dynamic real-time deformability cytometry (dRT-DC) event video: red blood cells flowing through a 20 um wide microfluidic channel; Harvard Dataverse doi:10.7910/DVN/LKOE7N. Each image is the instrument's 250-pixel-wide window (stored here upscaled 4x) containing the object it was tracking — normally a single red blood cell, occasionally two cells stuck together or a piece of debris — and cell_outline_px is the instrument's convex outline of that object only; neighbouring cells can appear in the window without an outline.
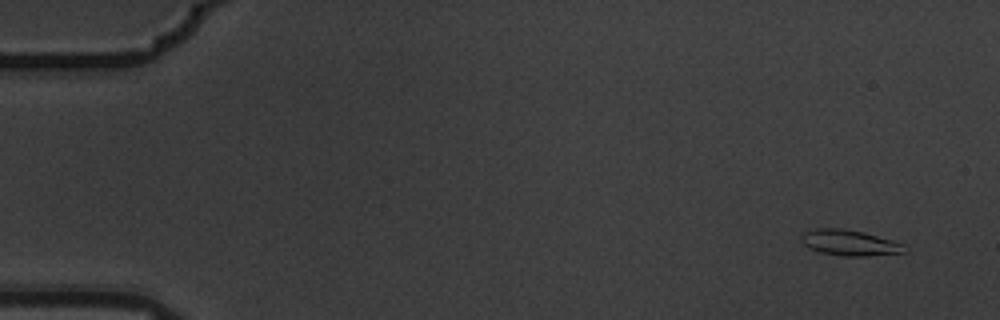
{"species": "common noctule bat (a hibernating species)", "species_latin": "Nyctalus noctula", "temperature_condition": "warm", "stored_images_in_passage": 5, "camera_frame_rate_fps": 3000, "um_per_image_px": 0.085, "animal": {"sex": "male", "body_mass_g": 19.5, "forearm_length_mm": 54.6}, "frame": {"image": 1, "passage_image": 1, "time_ms": 0.0, "image_size_px": [1000, 320], "cell_outline_px": [[908, 252], [868, 256], [844, 256], [820, 252], [808, 248], [800, 240], [800, 236], [804, 232], [816, 228], [840, 228], [864, 232], [892, 240], [904, 244], [908, 248]], "centroid_in_image_um": [72.23, 20.64], "position_along_channel_um": 12.8, "area_um2": 15.66}}